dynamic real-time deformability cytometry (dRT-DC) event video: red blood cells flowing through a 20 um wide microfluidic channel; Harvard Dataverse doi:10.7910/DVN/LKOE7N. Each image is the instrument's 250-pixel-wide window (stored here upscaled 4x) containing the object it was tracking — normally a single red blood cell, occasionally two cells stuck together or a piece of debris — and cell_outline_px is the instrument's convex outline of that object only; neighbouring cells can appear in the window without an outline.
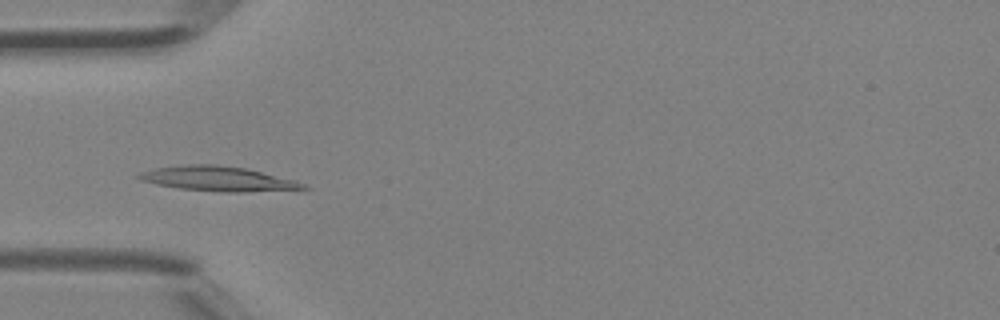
{"species": "Egyptian fruit bat (a non-hibernating species)", "species_latin": "Rousettus aegyptiacus", "temperature_condition": "room temperature", "stored_images_in_passage": 43, "camera_frame_rate_fps": 3000, "um_per_image_px": 0.085, "animal": {"sex": "female"}, "frame": {"image": 1, "passage_image": 12, "time_ms": 3.667, "image_size_px": [1000, 320], "cell_outline_px": [[312, 188], [244, 192], [224, 192], [180, 188], [156, 184], [140, 180], [136, 176], [140, 172], [156, 168], [184, 164], [216, 164], [244, 168], [296, 180]], "centroid_in_image_um": [18.52, 15.19], "position_along_channel_um": 66.5, "area_um2": 23.52}}
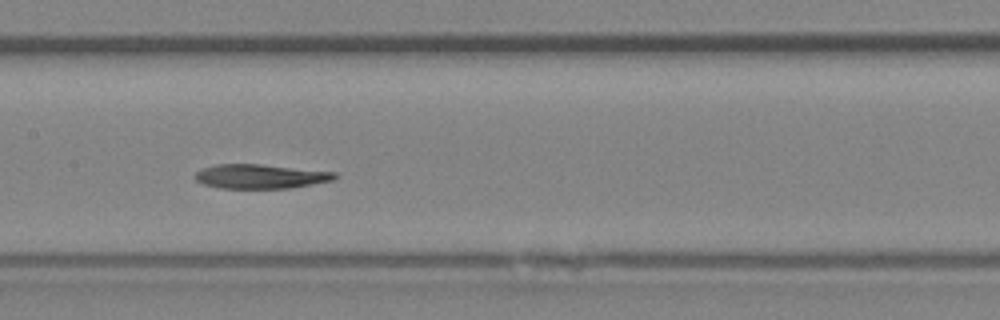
{"frame": {"image": 2, "passage_image": 20, "time_ms": 6.333, "image_size_px": [1000, 320], "cell_outline_px": [[340, 176], [332, 180], [292, 188], [220, 188], [204, 184], [196, 180], [192, 176], [196, 172], [204, 168], [216, 164], [260, 164], [336, 172]], "centroid_in_image_um": [22.14, 14.99], "position_along_channel_um": 185.3, "area_um2": 19.77}}
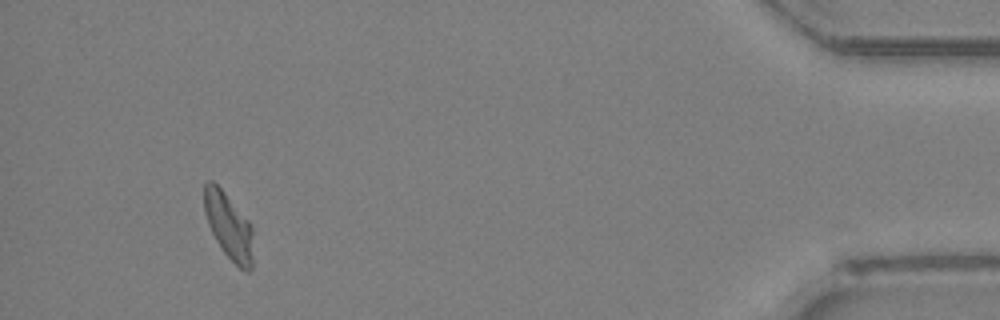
{"frame": {"image": 3, "passage_image": 40, "time_ms": 13.0, "image_size_px": [1000, 320], "cell_outline_px": [[252, 268], [248, 272], [244, 272], [224, 252], [216, 240], [208, 224], [204, 212], [204, 184], [208, 180], [212, 180], [224, 192], [248, 220], [252, 228]], "centroid_in_image_um": [19.43, 19.21], "position_along_channel_um": 415.8, "area_um2": 18.67}, "authors_computed_cell_mechanics": {"area_um2": 20.5768, "velocity_mm_per_s": 4.5107, "shape_relaxation_time_tau1_ms": 4.468, "shape_relaxation_time_tau2_ms": 6.0292, "deformation_change_tau1": 0.2009, "deformation_change_tau2": 0.134}}